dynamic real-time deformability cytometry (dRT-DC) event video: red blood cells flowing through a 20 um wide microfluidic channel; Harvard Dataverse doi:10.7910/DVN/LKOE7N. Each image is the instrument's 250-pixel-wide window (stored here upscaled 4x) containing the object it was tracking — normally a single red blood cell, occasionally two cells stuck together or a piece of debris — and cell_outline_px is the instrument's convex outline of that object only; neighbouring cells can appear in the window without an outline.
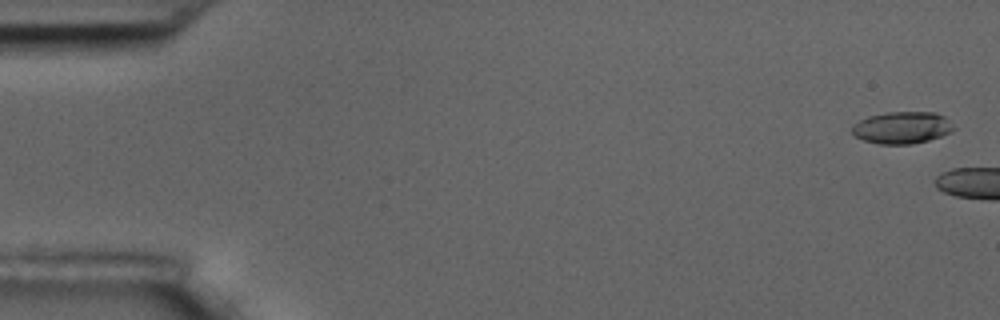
{"species": "common noctule bat (a hibernating species)", "species_latin": "Nyctalus noctula", "temperature_condition": "room temperature", "stored_images_in_passage": 15, "camera_frame_rate_fps": 3000, "um_per_image_px": 0.085, "animal": {"sex": "male", "body_mass_g": 17.5, "forearm_length_mm": 52.3}, "frame": {"image": 1, "passage_image": 2, "time_ms": 0.333, "image_size_px": [1000, 320], "cell_outline_px": [[956, 128], [952, 132], [928, 140], [912, 144], [880, 144], [864, 140], [856, 136], [852, 132], [852, 124], [868, 116], [888, 112], [936, 112], [944, 116]], "centroid_in_image_um": [76.69, 10.84], "position_along_channel_um": 8.3, "area_um2": 18.96}}
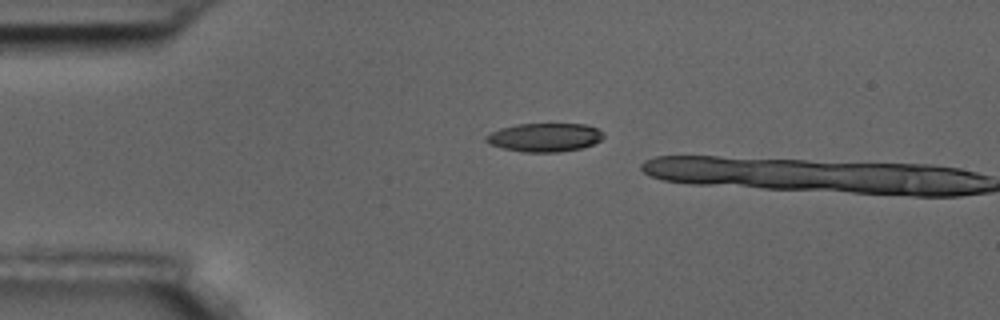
{"frame": {"image": 2, "passage_image": 14, "time_ms": 4.333, "image_size_px": [1000, 320], "cell_outline_px": [[604, 136], [600, 140], [592, 144], [580, 148], [560, 152], [520, 152], [488, 144], [484, 140], [484, 136], [500, 128], [516, 124], [584, 124], [596, 128], [604, 132]], "centroid_in_image_um": [46.26, 11.68], "position_along_channel_um": 38.7, "area_um2": 19.59}}